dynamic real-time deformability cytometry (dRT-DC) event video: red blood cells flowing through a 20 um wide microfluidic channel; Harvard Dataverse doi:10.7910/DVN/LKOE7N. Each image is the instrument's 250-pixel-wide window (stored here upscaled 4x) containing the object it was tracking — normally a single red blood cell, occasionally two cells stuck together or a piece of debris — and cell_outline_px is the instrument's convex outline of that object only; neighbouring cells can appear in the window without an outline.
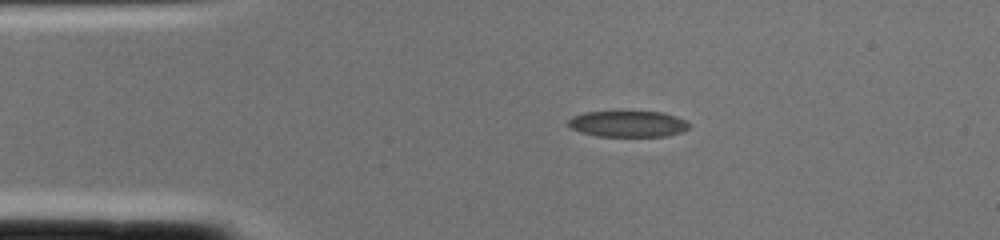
{"species": "common noctule bat (a hibernating species)", "species_latin": "Nyctalus noctula", "temperature_condition": "cold", "stored_images_in_passage": 1, "camera_frame_rate_fps": 3000, "um_per_image_px": 0.085, "animal": {"sex": "female", "body_mass_g": 22.0, "forearm_length_mm": 56.7}, "frame": {"image": 1, "passage_image": 1, "time_ms": 0.0, "image_size_px": [1000, 240], "cell_outline_px": [[692, 124], [688, 128], [680, 132], [664, 136], [596, 136], [580, 132], [568, 128], [568, 120], [572, 116], [584, 112], [664, 112], [676, 116]], "centroid_in_image_um": [53.34, 10.53], "position_along_channel_um": 31.7, "area_um2": 18.44}}